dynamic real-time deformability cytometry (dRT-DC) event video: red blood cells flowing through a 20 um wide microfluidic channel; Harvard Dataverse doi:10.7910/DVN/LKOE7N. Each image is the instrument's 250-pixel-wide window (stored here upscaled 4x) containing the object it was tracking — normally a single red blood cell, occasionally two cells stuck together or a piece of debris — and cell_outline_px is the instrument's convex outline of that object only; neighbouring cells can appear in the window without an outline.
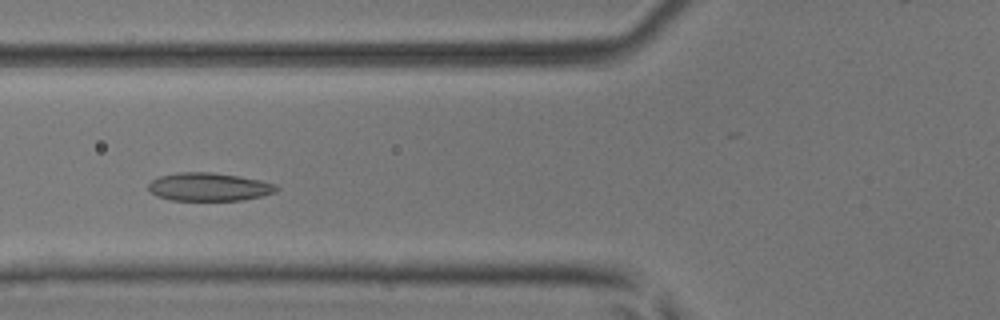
{"species": "common noctule bat (a hibernating species)", "species_latin": "Nyctalus noctula", "temperature_condition": "room temperature", "stored_images_in_passage": 6, "camera_frame_rate_fps": 3000, "um_per_image_px": 0.085, "animal": {"sex": "male", "body_mass_g": 17.9, "forearm_length_mm": 54.2}, "frame": {"image": 1, "passage_image": 5, "time_ms": 1.333, "image_size_px": [1000, 320], "cell_outline_px": [[280, 188], [276, 192], [244, 200], [172, 200], [156, 196], [148, 188], [148, 184], [152, 180], [160, 176], [180, 172], [212, 172], [240, 176], [260, 180], [276, 184]], "centroid_in_image_um": [17.78, 15.88], "position_along_channel_um": 108.0, "area_um2": 21.04}}
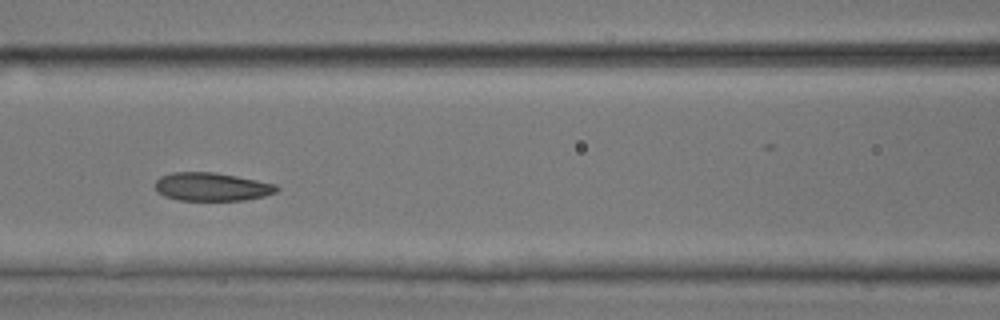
{"frame": {"image": 2, "passage_image": 6, "time_ms": 1.667, "image_size_px": [1000, 320], "cell_outline_px": [[280, 188], [276, 192], [264, 196], [244, 200], [176, 200], [164, 196], [156, 188], [156, 180], [160, 176], [172, 172], [216, 172], [276, 184]], "centroid_in_image_um": [18.0, 15.87], "position_along_channel_um": 148.6, "area_um2": 20.0}}